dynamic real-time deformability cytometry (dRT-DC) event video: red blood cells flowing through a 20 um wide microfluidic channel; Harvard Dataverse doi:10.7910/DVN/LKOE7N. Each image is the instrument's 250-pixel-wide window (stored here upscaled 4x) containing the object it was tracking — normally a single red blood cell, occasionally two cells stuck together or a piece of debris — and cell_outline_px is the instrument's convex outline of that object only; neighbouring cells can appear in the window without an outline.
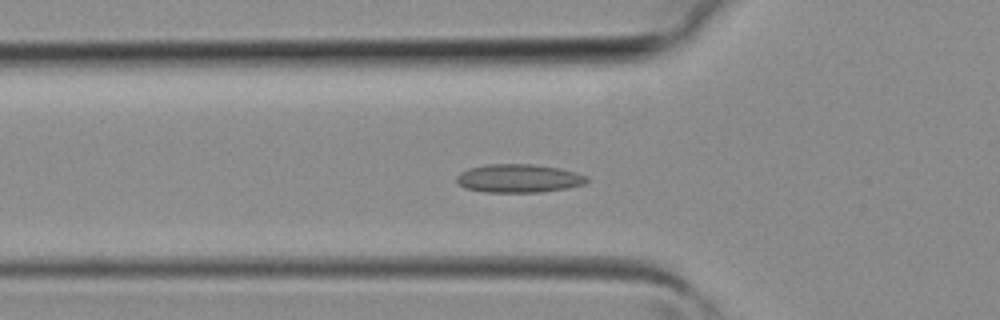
{"species": "common noctule bat (a hibernating species)", "species_latin": "Nyctalus noctula", "temperature_condition": "room temperature", "stored_images_in_passage": 34, "camera_frame_rate_fps": 3000, "um_per_image_px": 0.085, "animal": {"sex": "female", "body_mass_g": 19.3, "forearm_length_mm": 54.1}, "frame": {"image": 1, "passage_image": 7, "time_ms": 2.0, "image_size_px": [1000, 320], "cell_outline_px": [[588, 180], [584, 184], [568, 188], [540, 192], [484, 192], [464, 188], [456, 184], [456, 176], [460, 172], [468, 168], [488, 164], [532, 164], [560, 168], [588, 176]], "centroid_in_image_um": [44.05, 15.16], "position_along_channel_um": 81.8, "area_um2": 21.73}}
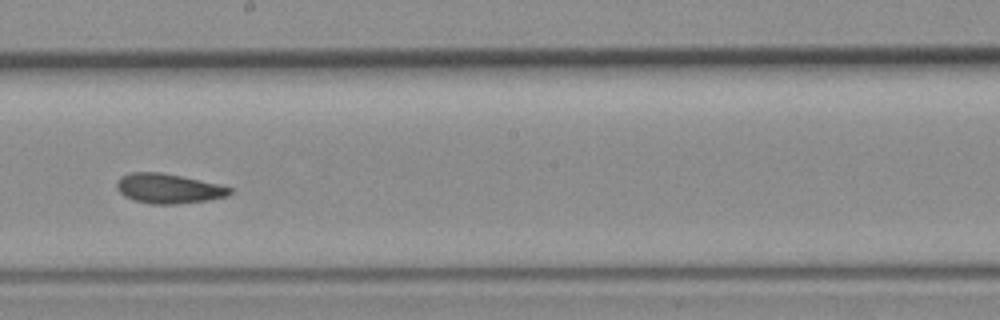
{"frame": {"image": 2, "passage_image": 16, "time_ms": 5.0, "image_size_px": [1000, 320], "cell_outline_px": [[236, 192], [228, 196], [208, 200], [176, 204], [152, 204], [136, 200], [124, 196], [116, 188], [116, 184], [120, 176], [132, 172], [160, 172], [220, 184], [232, 188]], "centroid_in_image_um": [14.36, 16.02], "position_along_channel_um": 233.8, "area_um2": 19.65}}
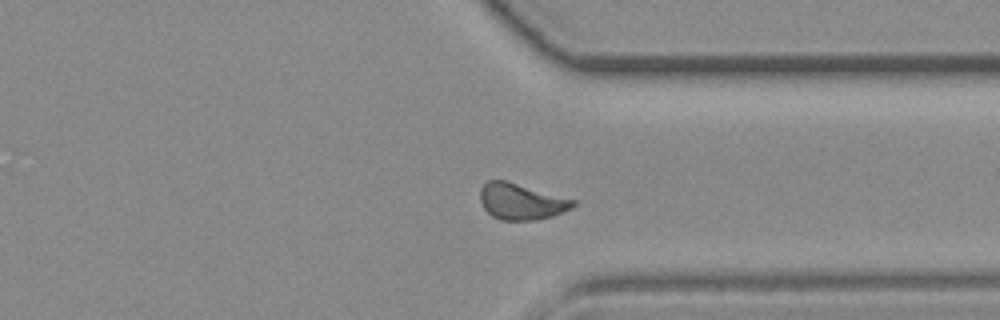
{"frame": {"image": 3, "passage_image": 24, "time_ms": 7.667, "image_size_px": [1000, 320], "cell_outline_px": [[576, 204], [572, 208], [552, 216], [536, 220], [500, 220], [492, 216], [484, 208], [480, 200], [480, 188], [488, 180], [508, 180], [576, 200]], "centroid_in_image_um": [44.3, 17.12], "position_along_channel_um": 367.1, "area_um2": 19.77}}